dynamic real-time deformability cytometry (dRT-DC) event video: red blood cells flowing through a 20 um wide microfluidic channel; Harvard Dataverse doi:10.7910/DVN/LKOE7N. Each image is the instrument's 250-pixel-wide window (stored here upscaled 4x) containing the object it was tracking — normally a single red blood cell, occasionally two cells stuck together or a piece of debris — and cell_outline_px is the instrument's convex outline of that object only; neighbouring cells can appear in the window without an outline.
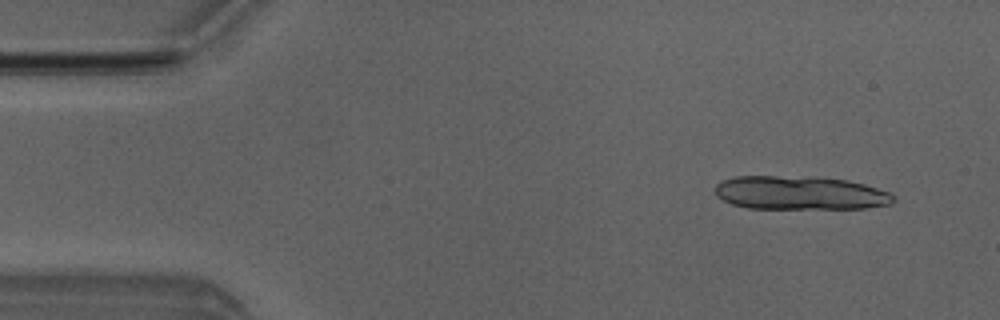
{"species": "Egyptian fruit bat (a non-hibernating species)", "species_latin": "Rousettus aegyptiacus", "temperature_condition": "room temperature", "stored_images_in_passage": 5, "camera_frame_rate_fps": 3000, "um_per_image_px": 0.085, "animal": {"sex": "male"}, "frame": {"image": 1, "passage_image": 1, "time_ms": 0.0, "image_size_px": [1000, 320], "cell_outline_px": [[896, 200], [892, 204], [864, 208], [748, 208], [732, 204], [716, 196], [716, 184], [720, 180], [732, 176], [808, 176], [848, 180], [864, 184], [888, 192], [896, 196]], "centroid_in_image_um": [67.99, 16.39], "position_along_channel_um": 17.0, "area_um2": 35.14}}